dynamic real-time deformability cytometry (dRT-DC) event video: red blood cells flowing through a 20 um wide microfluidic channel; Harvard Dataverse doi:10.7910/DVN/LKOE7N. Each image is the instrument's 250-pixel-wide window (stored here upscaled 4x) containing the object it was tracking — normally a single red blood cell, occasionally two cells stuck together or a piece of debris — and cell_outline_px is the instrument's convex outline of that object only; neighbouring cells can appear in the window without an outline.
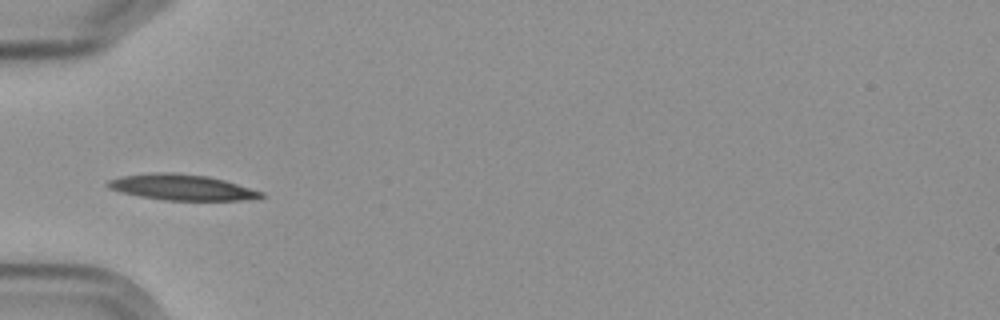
{"species": "Egyptian fruit bat (a non-hibernating species)", "species_latin": "Rousettus aegyptiacus", "temperature_condition": "cold", "stored_images_in_passage": 7, "camera_frame_rate_fps": 3000, "um_per_image_px": 0.085, "frame": {"image": 1, "passage_image": 4, "time_ms": 3.333, "image_size_px": [1000, 320], "cell_outline_px": [[264, 196], [256, 200], [164, 200], [140, 196], [120, 192], [108, 188], [104, 184], [108, 180], [124, 176], [160, 172], [172, 172], [208, 176], [224, 180], [264, 192]], "centroid_in_image_um": [15.48, 15.93], "position_along_channel_um": 69.5, "area_um2": 23.0}}
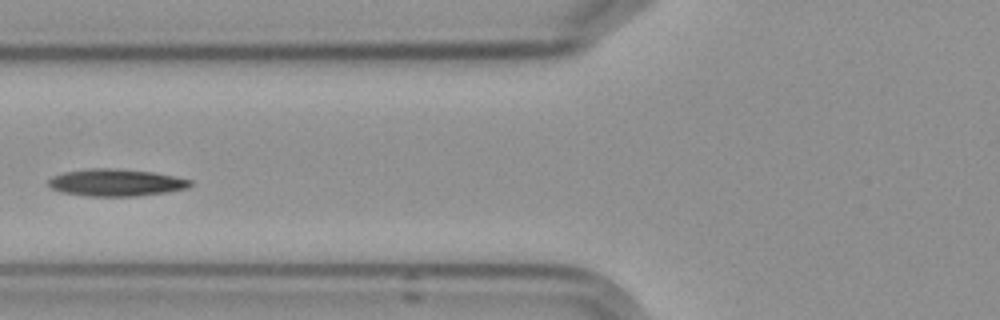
{"frame": {"image": 2, "passage_image": 5, "time_ms": 4.667, "image_size_px": [1000, 320], "cell_outline_px": [[192, 184], [188, 188], [168, 192], [136, 196], [88, 196], [60, 192], [52, 188], [48, 184], [48, 180], [52, 176], [64, 172], [92, 168], [112, 168], [152, 172], [192, 180]], "centroid_in_image_um": [9.85, 15.52], "position_along_channel_um": 116.0, "area_um2": 22.37}}
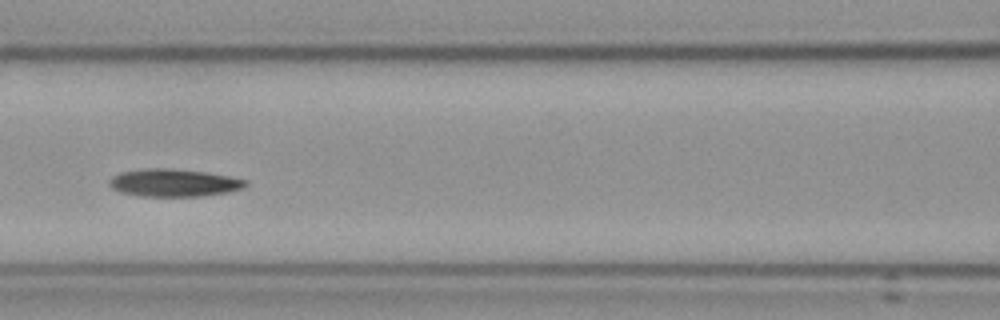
{"frame": {"image": 3, "passage_image": 6, "time_ms": 5.667, "image_size_px": [1000, 320], "cell_outline_px": [[248, 184], [244, 188], [228, 192], [200, 196], [136, 196], [120, 192], [112, 188], [108, 184], [108, 180], [112, 176], [120, 172], [148, 168], [164, 168], [204, 172], [228, 176], [248, 180]], "centroid_in_image_um": [14.75, 15.54], "position_along_channel_um": 151.9, "area_um2": 21.96}}